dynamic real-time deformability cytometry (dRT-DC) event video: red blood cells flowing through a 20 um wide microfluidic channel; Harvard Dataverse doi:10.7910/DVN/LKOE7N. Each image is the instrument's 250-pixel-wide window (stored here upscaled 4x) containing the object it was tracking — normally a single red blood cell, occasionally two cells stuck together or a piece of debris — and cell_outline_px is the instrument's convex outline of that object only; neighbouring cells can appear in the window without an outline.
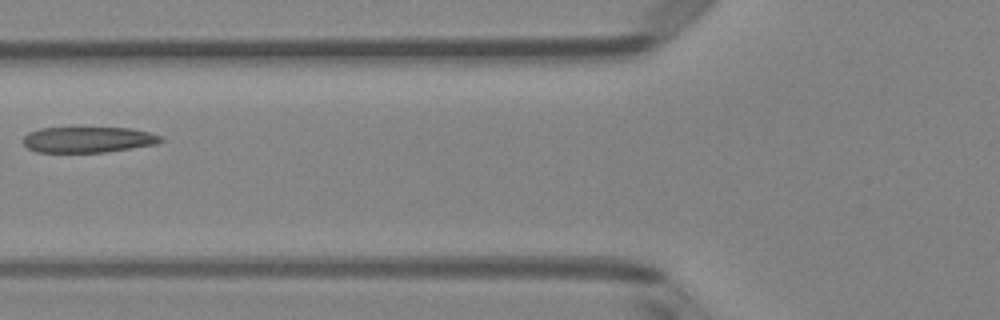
{"species": "Egyptian fruit bat (a non-hibernating species)", "species_latin": "Rousettus aegyptiacus", "temperature_condition": "room temperature", "stored_images_in_passage": 5, "camera_frame_rate_fps": 3000, "um_per_image_px": 0.085, "animal": {"sex": "female"}, "frame": {"image": 1, "passage_image": 4, "time_ms": 1.0, "image_size_px": [1000, 320], "cell_outline_px": [[164, 140], [156, 144], [104, 152], [36, 152], [28, 148], [24, 144], [24, 136], [28, 132], [40, 128], [128, 128], [148, 132], [164, 136]], "centroid_in_image_um": [7.49, 11.87], "position_along_channel_um": 118.3, "area_um2": 20.58}}
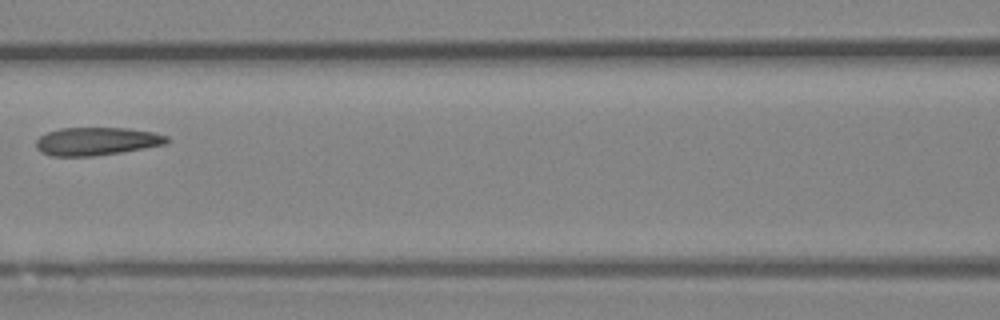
{"frame": {"image": 2, "passage_image": 5, "time_ms": 1.333, "image_size_px": [1000, 320], "cell_outline_px": [[172, 140], [168, 144], [120, 152], [92, 156], [52, 156], [40, 152], [36, 148], [36, 140], [40, 136], [48, 132], [60, 128], [128, 128], [152, 132], [168, 136]], "centroid_in_image_um": [8.23, 12.01], "position_along_channel_um": 158.4, "area_um2": 21.44}}